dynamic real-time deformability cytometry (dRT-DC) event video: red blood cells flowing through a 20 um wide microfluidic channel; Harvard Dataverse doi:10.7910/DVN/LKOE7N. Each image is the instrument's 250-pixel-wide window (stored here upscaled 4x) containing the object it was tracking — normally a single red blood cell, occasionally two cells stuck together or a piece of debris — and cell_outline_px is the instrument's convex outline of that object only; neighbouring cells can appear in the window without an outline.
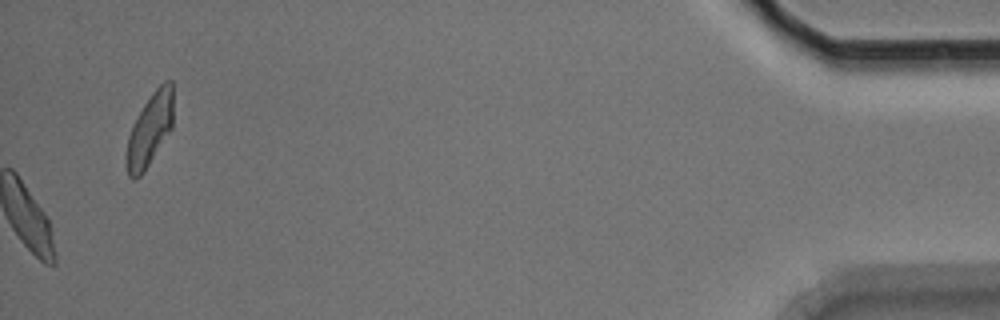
{"species": "Egyptian fruit bat (a non-hibernating species)", "species_latin": "Rousettus aegyptiacus", "temperature_condition": "room temperature", "stored_images_in_passage": 54, "camera_frame_rate_fps": 3000, "um_per_image_px": 0.085, "animal": {"sex": "male"}, "frame": {"image": 1, "passage_image": 54, "time_ms": 17.667, "image_size_px": [1000, 320], "cell_outline_px": [[172, 128], [144, 172], [136, 180], [132, 180], [128, 176], [124, 156], [128, 136], [132, 124], [144, 104], [152, 92], [164, 80], [172, 80]], "centroid_in_image_um": [12.69, 11.06], "position_along_channel_um": 422.5, "area_um2": 20.06}, "authors_computed_cell_mechanics": {"area_um2": 21.7328, "velocity_mm_per_s": 3.7081, "shape_relaxation_time_tau1_ms": 3.5605, "shape_relaxation_time_tau2_ms": 4.6751, "deformation_change_tau1": 0.1262, "deformation_change_tau2": 0.1082}}